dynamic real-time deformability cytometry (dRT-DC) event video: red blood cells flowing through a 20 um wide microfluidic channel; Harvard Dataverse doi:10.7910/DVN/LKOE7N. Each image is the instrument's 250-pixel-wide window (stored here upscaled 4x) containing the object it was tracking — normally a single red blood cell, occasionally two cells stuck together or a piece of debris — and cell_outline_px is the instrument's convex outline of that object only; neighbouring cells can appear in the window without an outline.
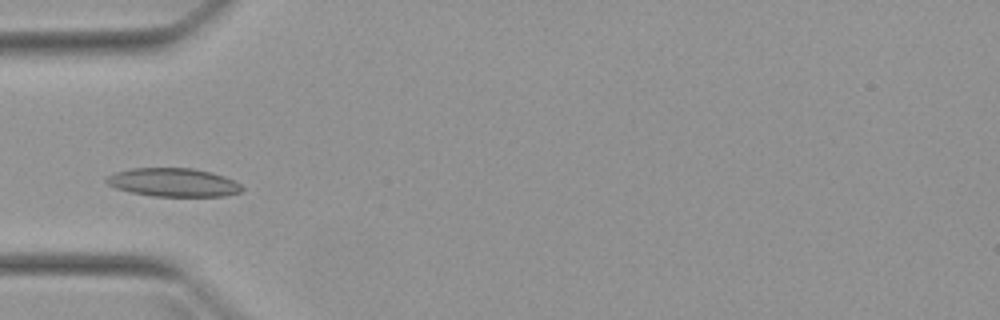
{"species": "Egyptian fruit bat (a non-hibernating species)", "species_latin": "Rousettus aegyptiacus", "temperature_condition": "warm", "stored_images_in_passage": 4, "camera_frame_rate_fps": 3000, "um_per_image_px": 0.085, "animal": {"sex": "female"}, "frame": {"image": 1, "passage_image": 4, "time_ms": 3.667, "image_size_px": [1000, 320], "cell_outline_px": [[244, 188], [240, 192], [224, 196], [152, 196], [132, 192], [116, 188], [108, 184], [104, 180], [108, 176], [116, 172], [132, 168], [192, 168], [212, 172], [224, 176], [240, 184]], "centroid_in_image_um": [14.74, 15.5], "position_along_channel_um": 70.3, "area_um2": 22.37}}